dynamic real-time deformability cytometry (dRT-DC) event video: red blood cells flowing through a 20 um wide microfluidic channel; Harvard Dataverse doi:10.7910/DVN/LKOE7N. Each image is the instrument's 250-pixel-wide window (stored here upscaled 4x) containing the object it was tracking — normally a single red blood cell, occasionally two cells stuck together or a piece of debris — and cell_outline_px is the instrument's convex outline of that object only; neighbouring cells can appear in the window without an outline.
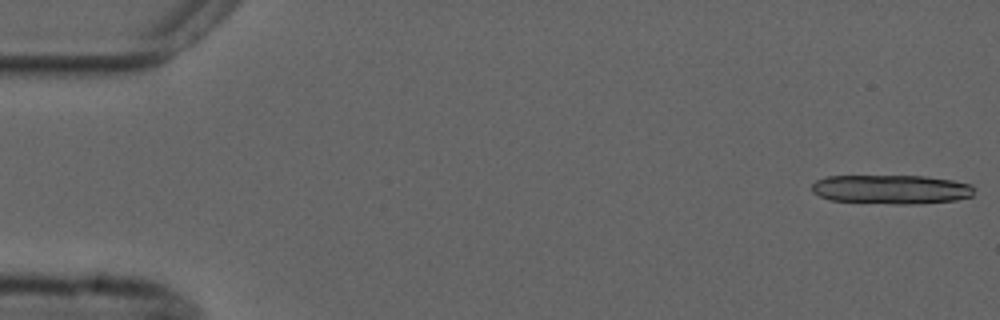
{"species": "common noctule bat (a hibernating species)", "species_latin": "Nyctalus noctula", "temperature_condition": "cold", "stored_images_in_passage": 5, "camera_frame_rate_fps": 3000, "um_per_image_px": 0.085, "animal": {"sex": "male", "forearm_length_mm": 52.5}, "frame": {"image": 1, "passage_image": 1, "time_ms": 0.0, "image_size_px": [1000, 320], "cell_outline_px": [[972, 196], [956, 200], [912, 204], [896, 204], [828, 200], [812, 192], [812, 184], [816, 180], [828, 176], [924, 176], [952, 180], [972, 184]], "centroid_in_image_um": [75.73, 16.09], "position_along_channel_um": 9.3, "area_um2": 27.51}}